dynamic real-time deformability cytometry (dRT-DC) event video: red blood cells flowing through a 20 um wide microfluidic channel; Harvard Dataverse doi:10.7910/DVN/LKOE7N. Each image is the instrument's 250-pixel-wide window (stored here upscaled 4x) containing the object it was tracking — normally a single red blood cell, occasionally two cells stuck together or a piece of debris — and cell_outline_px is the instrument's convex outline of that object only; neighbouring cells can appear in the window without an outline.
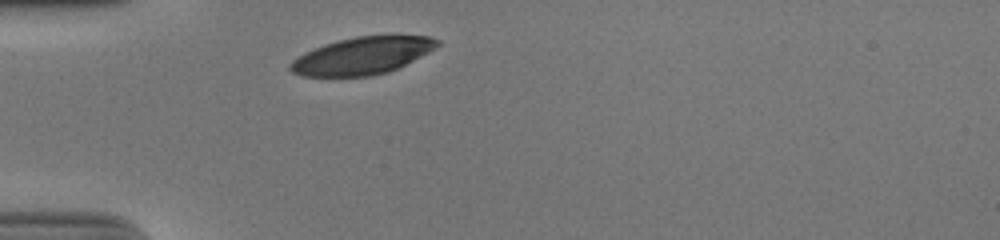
{"species": "human", "species_latin": "Homo sapiens", "temperature_condition": "cold", "stored_images_in_passage": 28, "camera_frame_rate_fps": 3000, "um_per_image_px": 0.085, "donor": {"sex": "male"}, "frame": {"image": 1, "passage_image": 1, "time_ms": 0.0, "image_size_px": [1000, 240], "cell_outline_px": [[440, 44], [436, 48], [388, 72], [372, 76], [300, 76], [292, 72], [288, 68], [288, 64], [292, 60], [304, 52], [324, 44], [356, 36], [432, 36], [440, 40]], "centroid_in_image_um": [30.75, 4.74], "position_along_channel_um": 54.2, "area_um2": 31.73}}
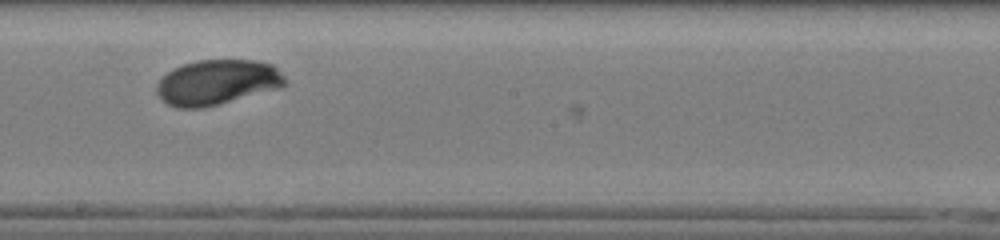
{"frame": {"image": 2, "passage_image": 16, "time_ms": 5.0, "image_size_px": [1000, 240], "cell_outline_px": [[288, 84], [280, 88], [204, 108], [176, 108], [168, 104], [156, 92], [156, 84], [172, 68], [196, 60], [256, 60], [272, 64], [284, 76]], "centroid_in_image_um": [18.47, 6.99], "position_along_channel_um": 229.7, "area_um2": 33.81}}
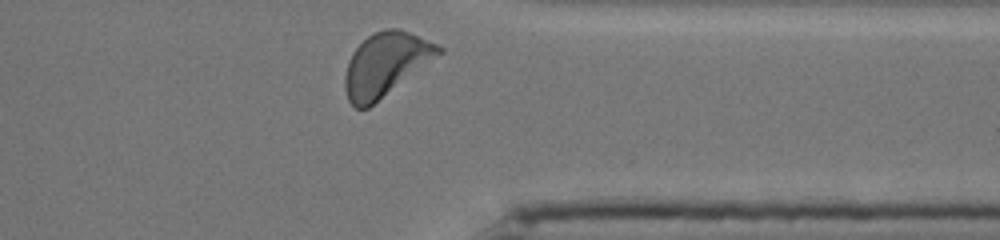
{"frame": {"image": 3, "passage_image": 28, "time_ms": 9.0, "image_size_px": [1000, 240], "cell_outline_px": [[444, 52], [368, 108], [356, 108], [348, 100], [344, 88], [344, 76], [348, 60], [352, 52], [372, 32], [384, 28], [396, 28], [408, 32], [436, 44], [444, 48]], "centroid_in_image_um": [32.75, 5.47], "position_along_channel_um": 378.6, "area_um2": 34.39}, "authors_computed_cell_mechanics": {"area_um2": 33.4373, "velocity_mm_per_s": 3.7894, "shape_relaxation_time_tau1_ms": 2.8587, "shape_relaxation_time_tau2_ms": null, "deformation_change_tau1": 0.1578, "deformation_change_tau2": null}}